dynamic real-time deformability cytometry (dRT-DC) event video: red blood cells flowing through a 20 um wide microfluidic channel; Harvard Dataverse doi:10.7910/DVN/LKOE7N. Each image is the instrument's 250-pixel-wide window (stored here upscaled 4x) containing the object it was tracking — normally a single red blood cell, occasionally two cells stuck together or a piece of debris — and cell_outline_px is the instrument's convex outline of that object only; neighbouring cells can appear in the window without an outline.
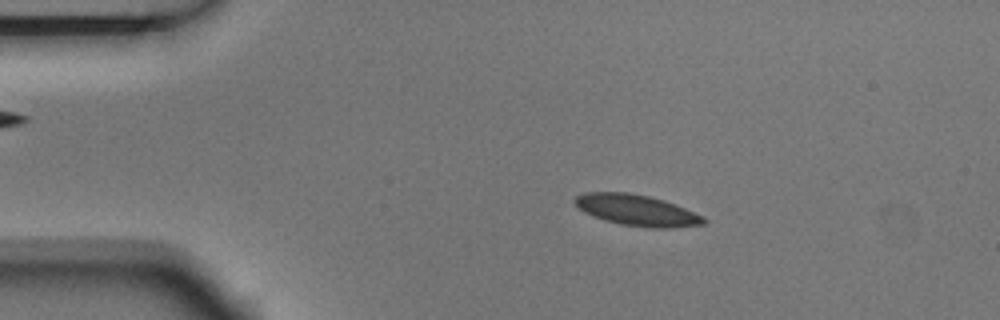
{"species": "Egyptian fruit bat (a non-hibernating species)", "species_latin": "Rousettus aegyptiacus", "temperature_condition": "room temperature", "stored_images_in_passage": 6, "camera_frame_rate_fps": 3000, "um_per_image_px": 0.085, "animal": {"sex": "male"}, "frame": {"image": 1, "passage_image": 2, "time_ms": 0.333, "image_size_px": [1000, 320], "cell_outline_px": [[708, 220], [704, 224], [672, 228], [648, 228], [620, 224], [604, 220], [592, 216], [584, 212], [572, 200], [576, 196], [584, 192], [628, 192], [648, 196], [664, 200], [676, 204], [704, 216]], "centroid_in_image_um": [54.14, 17.87], "position_along_channel_um": 30.9, "area_um2": 23.52}}
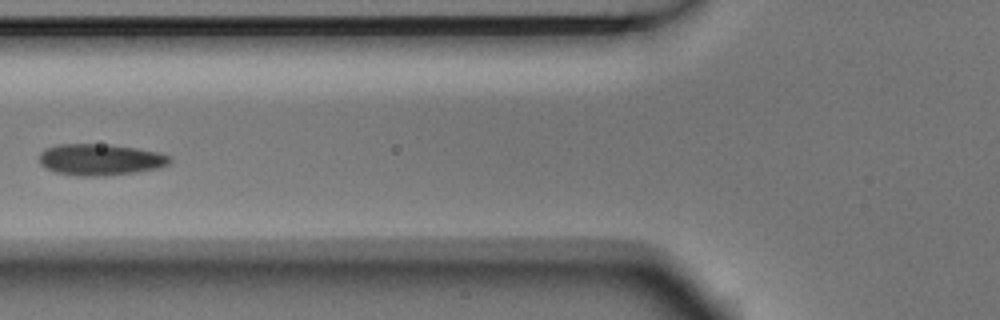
{"frame": {"image": 2, "passage_image": 5, "time_ms": 1.333, "image_size_px": [1000, 320], "cell_outline_px": [[172, 160], [168, 164], [156, 168], [136, 172], [104, 176], [76, 176], [52, 172], [44, 168], [40, 164], [40, 152], [44, 148], [60, 144], [108, 144], [136, 148], [160, 152], [172, 156]], "centroid_in_image_um": [8.5, 13.57], "position_along_channel_um": 117.3, "area_um2": 24.22}}
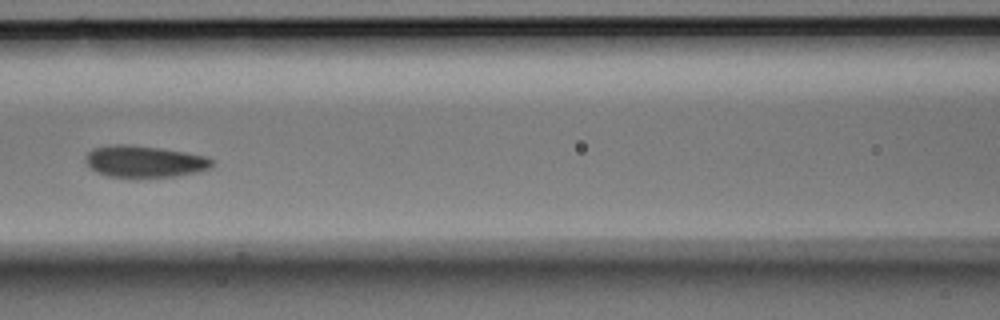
{"frame": {"image": 3, "passage_image": 6, "time_ms": 1.667, "image_size_px": [1000, 320], "cell_outline_px": [[212, 168], [196, 172], [176, 176], [108, 176], [96, 172], [88, 164], [88, 152], [92, 148], [116, 144], [128, 144], [160, 148], [208, 156], [212, 160]], "centroid_in_image_um": [12.32, 13.71], "position_along_channel_um": 154.3, "area_um2": 22.89}}